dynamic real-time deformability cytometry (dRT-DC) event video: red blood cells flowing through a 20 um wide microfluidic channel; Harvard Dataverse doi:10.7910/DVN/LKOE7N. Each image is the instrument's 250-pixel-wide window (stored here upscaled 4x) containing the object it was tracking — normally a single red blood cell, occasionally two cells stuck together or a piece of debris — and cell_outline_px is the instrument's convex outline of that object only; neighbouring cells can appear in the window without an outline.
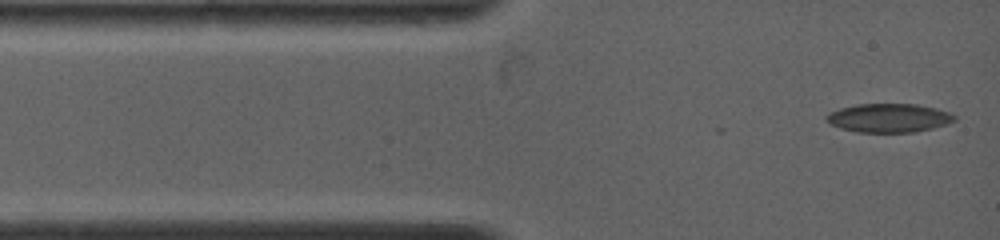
{"species": "common noctule bat (a hibernating species)", "species_latin": "Nyctalus noctula", "temperature_condition": "warm", "stored_images_in_passage": 40, "camera_frame_rate_fps": 4500, "um_per_image_px": 0.085, "animal": {"sex": "female", "body_mass_g": 19.0, "forearm_length_mm": 53.3}, "frame": {"image": 1, "passage_image": 1, "time_ms": 0.0, "image_size_px": [1000, 240], "cell_outline_px": [[956, 120], [948, 124], [916, 132], [856, 132], [840, 128], [824, 120], [824, 116], [828, 112], [840, 108], [860, 104], [916, 104], [936, 108], [948, 112], [956, 116]], "centroid_in_image_um": [75.54, 10.03], "position_along_channel_um": 9.5, "area_um2": 21.56}}
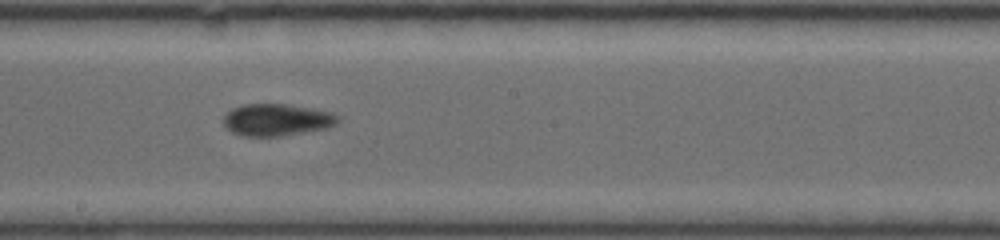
{"frame": {"image": 2, "passage_image": 18, "time_ms": 6.667, "image_size_px": [1000, 240], "cell_outline_px": [[336, 120], [332, 124], [324, 128], [280, 136], [248, 136], [236, 132], [228, 128], [224, 124], [224, 116], [232, 108], [244, 104], [288, 104], [324, 112], [336, 116]], "centroid_in_image_um": [23.41, 10.18], "position_along_channel_um": 224.8, "area_um2": 20.29}}
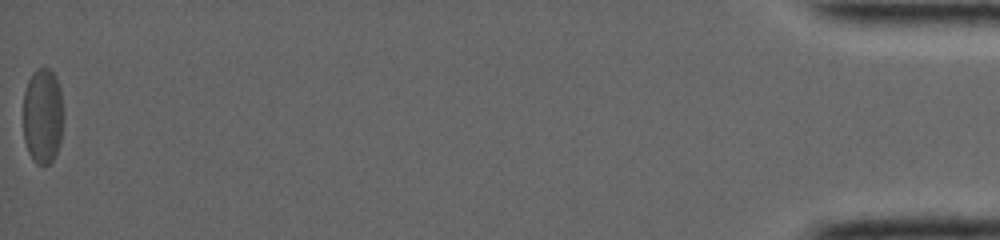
{"frame": {"image": 3, "passage_image": 40, "time_ms": 16.444, "image_size_px": [1000, 240], "cell_outline_px": [[60, 140], [56, 152], [52, 160], [48, 164], [36, 164], [32, 160], [28, 152], [24, 140], [24, 92], [28, 80], [32, 72], [36, 68], [48, 68], [56, 76], [60, 88]], "centroid_in_image_um": [3.58, 9.84], "position_along_channel_um": 431.6, "area_um2": 21.91}, "authors_computed_cell_mechanics": {"area_um2": 21.1548, "velocity_mm_per_s": 3.825, "shape_relaxation_time_tau1_ms": 3.7605, "shape_relaxation_time_tau2_ms": 3.8744, "deformation_change_tau1": 0.1059, "deformation_change_tau2": 0.0648}}